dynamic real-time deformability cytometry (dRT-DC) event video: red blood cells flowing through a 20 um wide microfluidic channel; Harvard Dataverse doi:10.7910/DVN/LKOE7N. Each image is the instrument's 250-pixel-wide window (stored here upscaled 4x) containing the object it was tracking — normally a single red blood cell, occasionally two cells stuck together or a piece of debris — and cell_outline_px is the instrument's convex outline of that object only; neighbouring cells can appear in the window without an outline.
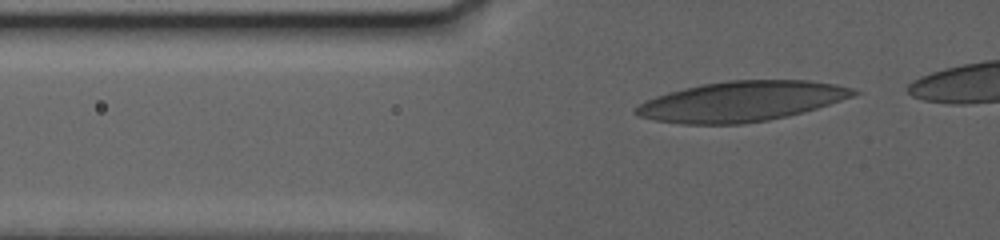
{"species": "human", "species_latin": "Homo sapiens", "temperature_condition": "warm", "stored_images_in_passage": 53, "camera_frame_rate_fps": 3000, "um_per_image_px": 0.085, "donor": {"sex": "female"}, "frame": {"image": 1, "passage_image": 3, "time_ms": 0.667, "image_size_px": [1000, 240], "cell_outline_px": [[860, 92], [852, 96], [804, 112], [768, 120], [740, 124], [684, 124], [656, 120], [636, 116], [632, 112], [644, 100], [668, 92], [684, 88], [704, 84], [728, 80], [808, 80], [836, 84], [852, 88]], "centroid_in_image_um": [62.99, 8.61], "position_along_channel_um": 62.8, "area_um2": 50.69}}
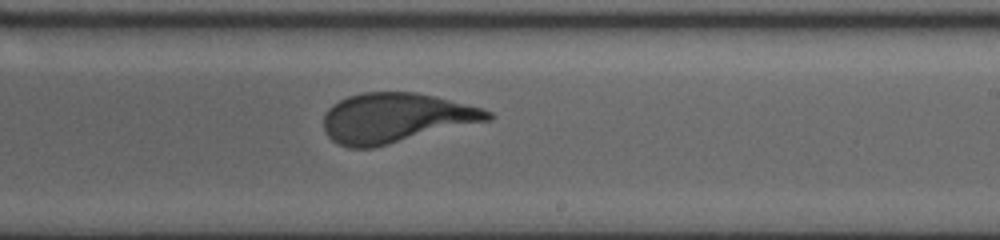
{"frame": {"image": 2, "passage_image": 27, "time_ms": 7.667, "image_size_px": [1000, 240], "cell_outline_px": [[496, 116], [492, 120], [372, 148], [348, 148], [332, 140], [324, 132], [324, 116], [328, 108], [332, 104], [348, 96], [364, 92], [416, 92], [436, 96], [480, 108], [492, 112]], "centroid_in_image_um": [33.64, 10.02], "position_along_channel_um": 255.4, "area_um2": 47.63}}
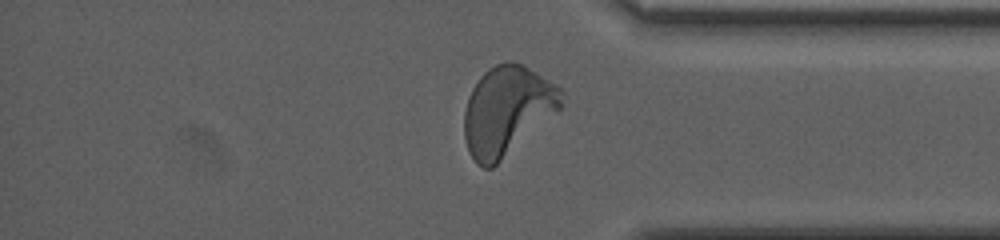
{"frame": {"image": 3, "passage_image": 49, "time_ms": 12.333, "image_size_px": [1000, 240], "cell_outline_px": [[560, 108], [492, 168], [484, 168], [476, 164], [468, 152], [464, 136], [464, 112], [468, 96], [472, 88], [480, 76], [488, 68], [504, 60], [512, 60], [536, 72], [556, 84], [560, 88]], "centroid_in_image_um": [43.03, 9.39], "position_along_channel_um": 392.2, "area_um2": 49.77}}